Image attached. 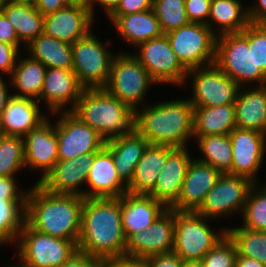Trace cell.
<instances>
[{
  "label": "cell",
  "instance_id": "f907efd6",
  "mask_svg": "<svg viewBox=\"0 0 266 267\" xmlns=\"http://www.w3.org/2000/svg\"><path fill=\"white\" fill-rule=\"evenodd\" d=\"M18 189L13 176H0V197H27V191L18 194Z\"/></svg>",
  "mask_w": 266,
  "mask_h": 267
},
{
  "label": "cell",
  "instance_id": "681fc988",
  "mask_svg": "<svg viewBox=\"0 0 266 267\" xmlns=\"http://www.w3.org/2000/svg\"><path fill=\"white\" fill-rule=\"evenodd\" d=\"M0 42L8 43L15 47L20 45L14 27L3 12H0Z\"/></svg>",
  "mask_w": 266,
  "mask_h": 267
},
{
  "label": "cell",
  "instance_id": "277c9868",
  "mask_svg": "<svg viewBox=\"0 0 266 267\" xmlns=\"http://www.w3.org/2000/svg\"><path fill=\"white\" fill-rule=\"evenodd\" d=\"M71 112L105 141L121 137L135 128V111L105 88H84Z\"/></svg>",
  "mask_w": 266,
  "mask_h": 267
},
{
  "label": "cell",
  "instance_id": "60d3db41",
  "mask_svg": "<svg viewBox=\"0 0 266 267\" xmlns=\"http://www.w3.org/2000/svg\"><path fill=\"white\" fill-rule=\"evenodd\" d=\"M237 249L233 241L226 235L201 259L204 267H235Z\"/></svg>",
  "mask_w": 266,
  "mask_h": 267
},
{
  "label": "cell",
  "instance_id": "44dd1931",
  "mask_svg": "<svg viewBox=\"0 0 266 267\" xmlns=\"http://www.w3.org/2000/svg\"><path fill=\"white\" fill-rule=\"evenodd\" d=\"M84 87L78 81L73 70L63 68H47L43 88L38 101L44 99L51 113L72 111L81 96ZM73 104L71 109L65 110L66 104ZM63 109V110H62Z\"/></svg>",
  "mask_w": 266,
  "mask_h": 267
},
{
  "label": "cell",
  "instance_id": "b9f144b4",
  "mask_svg": "<svg viewBox=\"0 0 266 267\" xmlns=\"http://www.w3.org/2000/svg\"><path fill=\"white\" fill-rule=\"evenodd\" d=\"M210 4L211 0H185V10L190 22L206 24L215 33L212 27L214 25L207 19L210 14Z\"/></svg>",
  "mask_w": 266,
  "mask_h": 267
},
{
  "label": "cell",
  "instance_id": "ffe728a7",
  "mask_svg": "<svg viewBox=\"0 0 266 267\" xmlns=\"http://www.w3.org/2000/svg\"><path fill=\"white\" fill-rule=\"evenodd\" d=\"M221 174L213 166L192 158L186 171L180 195L170 209L195 212Z\"/></svg>",
  "mask_w": 266,
  "mask_h": 267
},
{
  "label": "cell",
  "instance_id": "f6af8a7d",
  "mask_svg": "<svg viewBox=\"0 0 266 267\" xmlns=\"http://www.w3.org/2000/svg\"><path fill=\"white\" fill-rule=\"evenodd\" d=\"M153 0H120L109 16H124L152 9Z\"/></svg>",
  "mask_w": 266,
  "mask_h": 267
},
{
  "label": "cell",
  "instance_id": "db71d44e",
  "mask_svg": "<svg viewBox=\"0 0 266 267\" xmlns=\"http://www.w3.org/2000/svg\"><path fill=\"white\" fill-rule=\"evenodd\" d=\"M120 0H87L85 2L86 7L89 9L91 15L94 17V2L99 3L102 7H104L105 12L108 14V16L115 10L117 5L119 4Z\"/></svg>",
  "mask_w": 266,
  "mask_h": 267
},
{
  "label": "cell",
  "instance_id": "d6986e66",
  "mask_svg": "<svg viewBox=\"0 0 266 267\" xmlns=\"http://www.w3.org/2000/svg\"><path fill=\"white\" fill-rule=\"evenodd\" d=\"M94 155L88 153L74 159L58 160L39 184L52 193L83 197V191L78 188L87 181Z\"/></svg>",
  "mask_w": 266,
  "mask_h": 267
},
{
  "label": "cell",
  "instance_id": "8d00e7d4",
  "mask_svg": "<svg viewBox=\"0 0 266 267\" xmlns=\"http://www.w3.org/2000/svg\"><path fill=\"white\" fill-rule=\"evenodd\" d=\"M226 233L237 249V256L256 259L266 265V232L244 227L227 228Z\"/></svg>",
  "mask_w": 266,
  "mask_h": 267
},
{
  "label": "cell",
  "instance_id": "7dc6e473",
  "mask_svg": "<svg viewBox=\"0 0 266 267\" xmlns=\"http://www.w3.org/2000/svg\"><path fill=\"white\" fill-rule=\"evenodd\" d=\"M148 267H182L184 261L174 252L146 258Z\"/></svg>",
  "mask_w": 266,
  "mask_h": 267
},
{
  "label": "cell",
  "instance_id": "f546056e",
  "mask_svg": "<svg viewBox=\"0 0 266 267\" xmlns=\"http://www.w3.org/2000/svg\"><path fill=\"white\" fill-rule=\"evenodd\" d=\"M235 127L234 104L194 107L193 136L230 134Z\"/></svg>",
  "mask_w": 266,
  "mask_h": 267
},
{
  "label": "cell",
  "instance_id": "816d5d0a",
  "mask_svg": "<svg viewBox=\"0 0 266 267\" xmlns=\"http://www.w3.org/2000/svg\"><path fill=\"white\" fill-rule=\"evenodd\" d=\"M74 0H37L35 7L43 15L56 12L57 10L70 5Z\"/></svg>",
  "mask_w": 266,
  "mask_h": 267
},
{
  "label": "cell",
  "instance_id": "9f6ffc18",
  "mask_svg": "<svg viewBox=\"0 0 266 267\" xmlns=\"http://www.w3.org/2000/svg\"><path fill=\"white\" fill-rule=\"evenodd\" d=\"M235 267H266L256 259L248 258L245 256H237Z\"/></svg>",
  "mask_w": 266,
  "mask_h": 267
},
{
  "label": "cell",
  "instance_id": "484cf974",
  "mask_svg": "<svg viewBox=\"0 0 266 267\" xmlns=\"http://www.w3.org/2000/svg\"><path fill=\"white\" fill-rule=\"evenodd\" d=\"M149 144L136 128L130 133L105 142V147L113 156L117 173L126 185L133 178L135 167Z\"/></svg>",
  "mask_w": 266,
  "mask_h": 267
},
{
  "label": "cell",
  "instance_id": "91938a15",
  "mask_svg": "<svg viewBox=\"0 0 266 267\" xmlns=\"http://www.w3.org/2000/svg\"><path fill=\"white\" fill-rule=\"evenodd\" d=\"M7 3H9V0H0V12H2Z\"/></svg>",
  "mask_w": 266,
  "mask_h": 267
},
{
  "label": "cell",
  "instance_id": "ba28073f",
  "mask_svg": "<svg viewBox=\"0 0 266 267\" xmlns=\"http://www.w3.org/2000/svg\"><path fill=\"white\" fill-rule=\"evenodd\" d=\"M152 83H157L139 60L130 53L114 56L110 77L104 87L121 102L137 111Z\"/></svg>",
  "mask_w": 266,
  "mask_h": 267
},
{
  "label": "cell",
  "instance_id": "2e32d148",
  "mask_svg": "<svg viewBox=\"0 0 266 267\" xmlns=\"http://www.w3.org/2000/svg\"><path fill=\"white\" fill-rule=\"evenodd\" d=\"M232 145V164L228 174L243 176L256 183L266 143V134L235 127L229 134Z\"/></svg>",
  "mask_w": 266,
  "mask_h": 267
},
{
  "label": "cell",
  "instance_id": "4fadbf2b",
  "mask_svg": "<svg viewBox=\"0 0 266 267\" xmlns=\"http://www.w3.org/2000/svg\"><path fill=\"white\" fill-rule=\"evenodd\" d=\"M140 55L134 56L157 83L183 84L188 70L173 52L165 34L138 45Z\"/></svg>",
  "mask_w": 266,
  "mask_h": 267
},
{
  "label": "cell",
  "instance_id": "bcb514c9",
  "mask_svg": "<svg viewBox=\"0 0 266 267\" xmlns=\"http://www.w3.org/2000/svg\"><path fill=\"white\" fill-rule=\"evenodd\" d=\"M101 267H148V265L145 258L122 255L102 260Z\"/></svg>",
  "mask_w": 266,
  "mask_h": 267
},
{
  "label": "cell",
  "instance_id": "7c38bea8",
  "mask_svg": "<svg viewBox=\"0 0 266 267\" xmlns=\"http://www.w3.org/2000/svg\"><path fill=\"white\" fill-rule=\"evenodd\" d=\"M254 184L246 177L223 173L195 212L207 219L224 214L233 215L240 210L243 212L248 193Z\"/></svg>",
  "mask_w": 266,
  "mask_h": 267
},
{
  "label": "cell",
  "instance_id": "8fae6325",
  "mask_svg": "<svg viewBox=\"0 0 266 267\" xmlns=\"http://www.w3.org/2000/svg\"><path fill=\"white\" fill-rule=\"evenodd\" d=\"M191 75L193 76V96L188 99L194 107L235 103L240 86L223 73L215 63L188 70L187 76Z\"/></svg>",
  "mask_w": 266,
  "mask_h": 267
},
{
  "label": "cell",
  "instance_id": "d6a6232c",
  "mask_svg": "<svg viewBox=\"0 0 266 267\" xmlns=\"http://www.w3.org/2000/svg\"><path fill=\"white\" fill-rule=\"evenodd\" d=\"M28 57L16 63L11 73V86L18 90L12 96L38 100L47 68L40 61Z\"/></svg>",
  "mask_w": 266,
  "mask_h": 267
},
{
  "label": "cell",
  "instance_id": "ac0fdd59",
  "mask_svg": "<svg viewBox=\"0 0 266 267\" xmlns=\"http://www.w3.org/2000/svg\"><path fill=\"white\" fill-rule=\"evenodd\" d=\"M50 123L46 118L23 137L25 167L42 170V177L37 183L43 180L59 160L56 129Z\"/></svg>",
  "mask_w": 266,
  "mask_h": 267
},
{
  "label": "cell",
  "instance_id": "83f0119b",
  "mask_svg": "<svg viewBox=\"0 0 266 267\" xmlns=\"http://www.w3.org/2000/svg\"><path fill=\"white\" fill-rule=\"evenodd\" d=\"M234 105L237 128L266 134V85L245 92L238 90Z\"/></svg>",
  "mask_w": 266,
  "mask_h": 267
},
{
  "label": "cell",
  "instance_id": "836d02e7",
  "mask_svg": "<svg viewBox=\"0 0 266 267\" xmlns=\"http://www.w3.org/2000/svg\"><path fill=\"white\" fill-rule=\"evenodd\" d=\"M208 18L217 24L219 35L240 33L250 23L247 8L242 9L238 0H211Z\"/></svg>",
  "mask_w": 266,
  "mask_h": 267
},
{
  "label": "cell",
  "instance_id": "ab89813d",
  "mask_svg": "<svg viewBox=\"0 0 266 267\" xmlns=\"http://www.w3.org/2000/svg\"><path fill=\"white\" fill-rule=\"evenodd\" d=\"M152 9L164 34L190 23L185 0H153Z\"/></svg>",
  "mask_w": 266,
  "mask_h": 267
},
{
  "label": "cell",
  "instance_id": "4dcf8cb0",
  "mask_svg": "<svg viewBox=\"0 0 266 267\" xmlns=\"http://www.w3.org/2000/svg\"><path fill=\"white\" fill-rule=\"evenodd\" d=\"M29 56L40 61L46 68L73 70L72 44L41 33L27 46Z\"/></svg>",
  "mask_w": 266,
  "mask_h": 267
},
{
  "label": "cell",
  "instance_id": "52a82bcc",
  "mask_svg": "<svg viewBox=\"0 0 266 267\" xmlns=\"http://www.w3.org/2000/svg\"><path fill=\"white\" fill-rule=\"evenodd\" d=\"M165 35L173 52L187 70L215 62L217 33L206 24L190 22Z\"/></svg>",
  "mask_w": 266,
  "mask_h": 267
},
{
  "label": "cell",
  "instance_id": "f1b7e54d",
  "mask_svg": "<svg viewBox=\"0 0 266 267\" xmlns=\"http://www.w3.org/2000/svg\"><path fill=\"white\" fill-rule=\"evenodd\" d=\"M109 19L124 40L135 46L164 34L153 9L124 16H109Z\"/></svg>",
  "mask_w": 266,
  "mask_h": 267
},
{
  "label": "cell",
  "instance_id": "5b68a950",
  "mask_svg": "<svg viewBox=\"0 0 266 267\" xmlns=\"http://www.w3.org/2000/svg\"><path fill=\"white\" fill-rule=\"evenodd\" d=\"M215 65L240 87L241 83L259 82L266 85V74L255 66L253 51V23L240 33L218 35Z\"/></svg>",
  "mask_w": 266,
  "mask_h": 267
},
{
  "label": "cell",
  "instance_id": "7bdbcfd3",
  "mask_svg": "<svg viewBox=\"0 0 266 267\" xmlns=\"http://www.w3.org/2000/svg\"><path fill=\"white\" fill-rule=\"evenodd\" d=\"M253 51L255 66L266 74V24L253 23Z\"/></svg>",
  "mask_w": 266,
  "mask_h": 267
},
{
  "label": "cell",
  "instance_id": "1f68e13d",
  "mask_svg": "<svg viewBox=\"0 0 266 267\" xmlns=\"http://www.w3.org/2000/svg\"><path fill=\"white\" fill-rule=\"evenodd\" d=\"M2 12L14 27L18 40L25 46L43 33L44 16L35 6L9 2Z\"/></svg>",
  "mask_w": 266,
  "mask_h": 267
},
{
  "label": "cell",
  "instance_id": "94428289",
  "mask_svg": "<svg viewBox=\"0 0 266 267\" xmlns=\"http://www.w3.org/2000/svg\"><path fill=\"white\" fill-rule=\"evenodd\" d=\"M20 262L22 263L20 267H32V266H29L28 264L22 262L21 260H20ZM15 267H16V266H15ZM18 267H19V266H18Z\"/></svg>",
  "mask_w": 266,
  "mask_h": 267
},
{
  "label": "cell",
  "instance_id": "cb8c5ba5",
  "mask_svg": "<svg viewBox=\"0 0 266 267\" xmlns=\"http://www.w3.org/2000/svg\"><path fill=\"white\" fill-rule=\"evenodd\" d=\"M167 209L162 202L149 195H122L121 215L125 238L148 228Z\"/></svg>",
  "mask_w": 266,
  "mask_h": 267
},
{
  "label": "cell",
  "instance_id": "7a4b0ae2",
  "mask_svg": "<svg viewBox=\"0 0 266 267\" xmlns=\"http://www.w3.org/2000/svg\"><path fill=\"white\" fill-rule=\"evenodd\" d=\"M84 199L79 195L52 193L36 183L27 193L26 223L40 233L77 244Z\"/></svg>",
  "mask_w": 266,
  "mask_h": 267
},
{
  "label": "cell",
  "instance_id": "603a6c76",
  "mask_svg": "<svg viewBox=\"0 0 266 267\" xmlns=\"http://www.w3.org/2000/svg\"><path fill=\"white\" fill-rule=\"evenodd\" d=\"M191 161L186 147L176 148L168 156L160 175L157 177L156 186L149 196L170 208L180 195L186 171Z\"/></svg>",
  "mask_w": 266,
  "mask_h": 267
},
{
  "label": "cell",
  "instance_id": "ee69618b",
  "mask_svg": "<svg viewBox=\"0 0 266 267\" xmlns=\"http://www.w3.org/2000/svg\"><path fill=\"white\" fill-rule=\"evenodd\" d=\"M19 47L0 42V71L10 75L17 62H19ZM18 57V58H17ZM18 60V61H16Z\"/></svg>",
  "mask_w": 266,
  "mask_h": 267
},
{
  "label": "cell",
  "instance_id": "6da1fadb",
  "mask_svg": "<svg viewBox=\"0 0 266 267\" xmlns=\"http://www.w3.org/2000/svg\"><path fill=\"white\" fill-rule=\"evenodd\" d=\"M121 197L85 198L77 249L104 260L125 255Z\"/></svg>",
  "mask_w": 266,
  "mask_h": 267
},
{
  "label": "cell",
  "instance_id": "f35d334b",
  "mask_svg": "<svg viewBox=\"0 0 266 267\" xmlns=\"http://www.w3.org/2000/svg\"><path fill=\"white\" fill-rule=\"evenodd\" d=\"M243 226L254 231L266 232V186L250 189L242 212Z\"/></svg>",
  "mask_w": 266,
  "mask_h": 267
},
{
  "label": "cell",
  "instance_id": "9c48e42d",
  "mask_svg": "<svg viewBox=\"0 0 266 267\" xmlns=\"http://www.w3.org/2000/svg\"><path fill=\"white\" fill-rule=\"evenodd\" d=\"M73 71L84 88H104L114 56L90 31L72 44Z\"/></svg>",
  "mask_w": 266,
  "mask_h": 267
},
{
  "label": "cell",
  "instance_id": "c3c4849f",
  "mask_svg": "<svg viewBox=\"0 0 266 267\" xmlns=\"http://www.w3.org/2000/svg\"><path fill=\"white\" fill-rule=\"evenodd\" d=\"M101 261L93 256H89L87 253L77 250L60 267H101Z\"/></svg>",
  "mask_w": 266,
  "mask_h": 267
},
{
  "label": "cell",
  "instance_id": "5bb4252c",
  "mask_svg": "<svg viewBox=\"0 0 266 267\" xmlns=\"http://www.w3.org/2000/svg\"><path fill=\"white\" fill-rule=\"evenodd\" d=\"M56 123L58 159L69 160L88 153H96L105 146L100 134L71 111H65Z\"/></svg>",
  "mask_w": 266,
  "mask_h": 267
},
{
  "label": "cell",
  "instance_id": "74e56055",
  "mask_svg": "<svg viewBox=\"0 0 266 267\" xmlns=\"http://www.w3.org/2000/svg\"><path fill=\"white\" fill-rule=\"evenodd\" d=\"M25 166L23 137L0 135V176H14Z\"/></svg>",
  "mask_w": 266,
  "mask_h": 267
},
{
  "label": "cell",
  "instance_id": "9a60e30c",
  "mask_svg": "<svg viewBox=\"0 0 266 267\" xmlns=\"http://www.w3.org/2000/svg\"><path fill=\"white\" fill-rule=\"evenodd\" d=\"M175 210L168 208L148 228L126 239L125 255L148 258L173 251Z\"/></svg>",
  "mask_w": 266,
  "mask_h": 267
},
{
  "label": "cell",
  "instance_id": "d590c367",
  "mask_svg": "<svg viewBox=\"0 0 266 267\" xmlns=\"http://www.w3.org/2000/svg\"><path fill=\"white\" fill-rule=\"evenodd\" d=\"M198 139L203 158L199 162L209 164L223 173L231 171L232 145L229 134L193 136Z\"/></svg>",
  "mask_w": 266,
  "mask_h": 267
},
{
  "label": "cell",
  "instance_id": "4316f807",
  "mask_svg": "<svg viewBox=\"0 0 266 267\" xmlns=\"http://www.w3.org/2000/svg\"><path fill=\"white\" fill-rule=\"evenodd\" d=\"M175 147L149 144L138 161L127 193L149 195L156 186L157 177Z\"/></svg>",
  "mask_w": 266,
  "mask_h": 267
},
{
  "label": "cell",
  "instance_id": "680465c9",
  "mask_svg": "<svg viewBox=\"0 0 266 267\" xmlns=\"http://www.w3.org/2000/svg\"><path fill=\"white\" fill-rule=\"evenodd\" d=\"M37 0H9L10 3L28 4L35 6Z\"/></svg>",
  "mask_w": 266,
  "mask_h": 267
},
{
  "label": "cell",
  "instance_id": "e575fe53",
  "mask_svg": "<svg viewBox=\"0 0 266 267\" xmlns=\"http://www.w3.org/2000/svg\"><path fill=\"white\" fill-rule=\"evenodd\" d=\"M26 223V197H0V245L15 242Z\"/></svg>",
  "mask_w": 266,
  "mask_h": 267
},
{
  "label": "cell",
  "instance_id": "11a10c76",
  "mask_svg": "<svg viewBox=\"0 0 266 267\" xmlns=\"http://www.w3.org/2000/svg\"><path fill=\"white\" fill-rule=\"evenodd\" d=\"M8 84L4 82L3 77L0 75V118L2 113L7 105V102L12 97V95L8 94Z\"/></svg>",
  "mask_w": 266,
  "mask_h": 267
},
{
  "label": "cell",
  "instance_id": "6125c7cd",
  "mask_svg": "<svg viewBox=\"0 0 266 267\" xmlns=\"http://www.w3.org/2000/svg\"><path fill=\"white\" fill-rule=\"evenodd\" d=\"M74 1H79V2H86L87 0H74Z\"/></svg>",
  "mask_w": 266,
  "mask_h": 267
},
{
  "label": "cell",
  "instance_id": "e0dca14e",
  "mask_svg": "<svg viewBox=\"0 0 266 267\" xmlns=\"http://www.w3.org/2000/svg\"><path fill=\"white\" fill-rule=\"evenodd\" d=\"M93 19L86 4L75 1L56 12L45 15L43 33L73 44L91 31Z\"/></svg>",
  "mask_w": 266,
  "mask_h": 267
},
{
  "label": "cell",
  "instance_id": "f5cc1de1",
  "mask_svg": "<svg viewBox=\"0 0 266 267\" xmlns=\"http://www.w3.org/2000/svg\"><path fill=\"white\" fill-rule=\"evenodd\" d=\"M258 5L248 8V18L250 23L266 24V0H258Z\"/></svg>",
  "mask_w": 266,
  "mask_h": 267
},
{
  "label": "cell",
  "instance_id": "3957f363",
  "mask_svg": "<svg viewBox=\"0 0 266 267\" xmlns=\"http://www.w3.org/2000/svg\"><path fill=\"white\" fill-rule=\"evenodd\" d=\"M194 106L189 99L165 101L135 112V128L154 145L185 148L193 136Z\"/></svg>",
  "mask_w": 266,
  "mask_h": 267
},
{
  "label": "cell",
  "instance_id": "8992f818",
  "mask_svg": "<svg viewBox=\"0 0 266 267\" xmlns=\"http://www.w3.org/2000/svg\"><path fill=\"white\" fill-rule=\"evenodd\" d=\"M193 211H175L173 251L183 261L201 260L226 235V229L216 233L208 220Z\"/></svg>",
  "mask_w": 266,
  "mask_h": 267
},
{
  "label": "cell",
  "instance_id": "d4e9b609",
  "mask_svg": "<svg viewBox=\"0 0 266 267\" xmlns=\"http://www.w3.org/2000/svg\"><path fill=\"white\" fill-rule=\"evenodd\" d=\"M38 100L12 96L0 118L2 135L24 137L47 117L40 114Z\"/></svg>",
  "mask_w": 266,
  "mask_h": 267
},
{
  "label": "cell",
  "instance_id": "6f0895ef",
  "mask_svg": "<svg viewBox=\"0 0 266 267\" xmlns=\"http://www.w3.org/2000/svg\"><path fill=\"white\" fill-rule=\"evenodd\" d=\"M182 267H204L201 260H194V261H184Z\"/></svg>",
  "mask_w": 266,
  "mask_h": 267
},
{
  "label": "cell",
  "instance_id": "30bf717a",
  "mask_svg": "<svg viewBox=\"0 0 266 267\" xmlns=\"http://www.w3.org/2000/svg\"><path fill=\"white\" fill-rule=\"evenodd\" d=\"M17 241L20 260L32 267H60L78 250L73 240L40 233L27 223Z\"/></svg>",
  "mask_w": 266,
  "mask_h": 267
},
{
  "label": "cell",
  "instance_id": "7402d4cb",
  "mask_svg": "<svg viewBox=\"0 0 266 267\" xmlns=\"http://www.w3.org/2000/svg\"><path fill=\"white\" fill-rule=\"evenodd\" d=\"M86 183L90 190H83L84 198L121 197L127 193V185L119 177L113 156L105 146L95 153Z\"/></svg>",
  "mask_w": 266,
  "mask_h": 267
}]
</instances>
